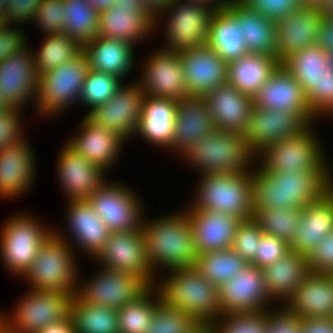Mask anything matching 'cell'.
I'll list each match as a JSON object with an SVG mask.
<instances>
[{"label":"cell","mask_w":333,"mask_h":333,"mask_svg":"<svg viewBox=\"0 0 333 333\" xmlns=\"http://www.w3.org/2000/svg\"><path fill=\"white\" fill-rule=\"evenodd\" d=\"M24 137L0 151V197L15 198L27 193L35 178L34 152ZM27 189V190H26Z\"/></svg>","instance_id":"28"},{"label":"cell","mask_w":333,"mask_h":333,"mask_svg":"<svg viewBox=\"0 0 333 333\" xmlns=\"http://www.w3.org/2000/svg\"><path fill=\"white\" fill-rule=\"evenodd\" d=\"M29 52L26 46L0 62V92L7 108L23 107L35 98L39 76Z\"/></svg>","instance_id":"19"},{"label":"cell","mask_w":333,"mask_h":333,"mask_svg":"<svg viewBox=\"0 0 333 333\" xmlns=\"http://www.w3.org/2000/svg\"><path fill=\"white\" fill-rule=\"evenodd\" d=\"M65 9L63 34L76 39L81 45L98 36L99 11L87 0H62Z\"/></svg>","instance_id":"41"},{"label":"cell","mask_w":333,"mask_h":333,"mask_svg":"<svg viewBox=\"0 0 333 333\" xmlns=\"http://www.w3.org/2000/svg\"><path fill=\"white\" fill-rule=\"evenodd\" d=\"M333 231V187L319 200L303 206L301 221L290 249L308 257L326 234Z\"/></svg>","instance_id":"32"},{"label":"cell","mask_w":333,"mask_h":333,"mask_svg":"<svg viewBox=\"0 0 333 333\" xmlns=\"http://www.w3.org/2000/svg\"><path fill=\"white\" fill-rule=\"evenodd\" d=\"M122 81L116 75L90 69L82 86L79 102L90 107L89 111H91L97 105L104 104L112 98L124 83Z\"/></svg>","instance_id":"46"},{"label":"cell","mask_w":333,"mask_h":333,"mask_svg":"<svg viewBox=\"0 0 333 333\" xmlns=\"http://www.w3.org/2000/svg\"><path fill=\"white\" fill-rule=\"evenodd\" d=\"M168 271V277L155 285L165 304L186 312L198 323H212L222 315L218 286L193 266Z\"/></svg>","instance_id":"3"},{"label":"cell","mask_w":333,"mask_h":333,"mask_svg":"<svg viewBox=\"0 0 333 333\" xmlns=\"http://www.w3.org/2000/svg\"><path fill=\"white\" fill-rule=\"evenodd\" d=\"M270 298L262 268L247 264L245 268L219 287L222 315L267 311Z\"/></svg>","instance_id":"16"},{"label":"cell","mask_w":333,"mask_h":333,"mask_svg":"<svg viewBox=\"0 0 333 333\" xmlns=\"http://www.w3.org/2000/svg\"><path fill=\"white\" fill-rule=\"evenodd\" d=\"M316 44L324 51L333 50V17L323 15L316 36Z\"/></svg>","instance_id":"59"},{"label":"cell","mask_w":333,"mask_h":333,"mask_svg":"<svg viewBox=\"0 0 333 333\" xmlns=\"http://www.w3.org/2000/svg\"><path fill=\"white\" fill-rule=\"evenodd\" d=\"M0 333H16L9 329L2 321H0Z\"/></svg>","instance_id":"71"},{"label":"cell","mask_w":333,"mask_h":333,"mask_svg":"<svg viewBox=\"0 0 333 333\" xmlns=\"http://www.w3.org/2000/svg\"><path fill=\"white\" fill-rule=\"evenodd\" d=\"M7 7H8V0H0V13L5 15Z\"/></svg>","instance_id":"70"},{"label":"cell","mask_w":333,"mask_h":333,"mask_svg":"<svg viewBox=\"0 0 333 333\" xmlns=\"http://www.w3.org/2000/svg\"><path fill=\"white\" fill-rule=\"evenodd\" d=\"M312 127L310 123L298 134L264 147L256 154L257 159L260 157L259 167L271 173L333 171Z\"/></svg>","instance_id":"7"},{"label":"cell","mask_w":333,"mask_h":333,"mask_svg":"<svg viewBox=\"0 0 333 333\" xmlns=\"http://www.w3.org/2000/svg\"><path fill=\"white\" fill-rule=\"evenodd\" d=\"M36 333H76L70 316L66 319L41 328Z\"/></svg>","instance_id":"61"},{"label":"cell","mask_w":333,"mask_h":333,"mask_svg":"<svg viewBox=\"0 0 333 333\" xmlns=\"http://www.w3.org/2000/svg\"><path fill=\"white\" fill-rule=\"evenodd\" d=\"M327 67L333 72V50L326 52Z\"/></svg>","instance_id":"69"},{"label":"cell","mask_w":333,"mask_h":333,"mask_svg":"<svg viewBox=\"0 0 333 333\" xmlns=\"http://www.w3.org/2000/svg\"><path fill=\"white\" fill-rule=\"evenodd\" d=\"M302 8H316L322 10L327 3V0H299Z\"/></svg>","instance_id":"64"},{"label":"cell","mask_w":333,"mask_h":333,"mask_svg":"<svg viewBox=\"0 0 333 333\" xmlns=\"http://www.w3.org/2000/svg\"><path fill=\"white\" fill-rule=\"evenodd\" d=\"M284 303L288 313L302 319H333V274L310 271Z\"/></svg>","instance_id":"23"},{"label":"cell","mask_w":333,"mask_h":333,"mask_svg":"<svg viewBox=\"0 0 333 333\" xmlns=\"http://www.w3.org/2000/svg\"><path fill=\"white\" fill-rule=\"evenodd\" d=\"M178 101L145 95L139 128L136 136H142L150 145L172 149Z\"/></svg>","instance_id":"33"},{"label":"cell","mask_w":333,"mask_h":333,"mask_svg":"<svg viewBox=\"0 0 333 333\" xmlns=\"http://www.w3.org/2000/svg\"><path fill=\"white\" fill-rule=\"evenodd\" d=\"M138 197L122 183L105 182L87 200L110 232H128L141 228L144 211Z\"/></svg>","instance_id":"13"},{"label":"cell","mask_w":333,"mask_h":333,"mask_svg":"<svg viewBox=\"0 0 333 333\" xmlns=\"http://www.w3.org/2000/svg\"><path fill=\"white\" fill-rule=\"evenodd\" d=\"M322 18L319 9L301 8L276 22V58L281 64L295 52L316 43Z\"/></svg>","instance_id":"27"},{"label":"cell","mask_w":333,"mask_h":333,"mask_svg":"<svg viewBox=\"0 0 333 333\" xmlns=\"http://www.w3.org/2000/svg\"><path fill=\"white\" fill-rule=\"evenodd\" d=\"M238 21L248 53L276 57V23L250 10L240 0H229L225 7Z\"/></svg>","instance_id":"35"},{"label":"cell","mask_w":333,"mask_h":333,"mask_svg":"<svg viewBox=\"0 0 333 333\" xmlns=\"http://www.w3.org/2000/svg\"><path fill=\"white\" fill-rule=\"evenodd\" d=\"M263 234L254 218L242 220L236 229L231 249L248 264H253Z\"/></svg>","instance_id":"49"},{"label":"cell","mask_w":333,"mask_h":333,"mask_svg":"<svg viewBox=\"0 0 333 333\" xmlns=\"http://www.w3.org/2000/svg\"><path fill=\"white\" fill-rule=\"evenodd\" d=\"M276 310H268L266 333H301L302 318L291 315L283 306Z\"/></svg>","instance_id":"56"},{"label":"cell","mask_w":333,"mask_h":333,"mask_svg":"<svg viewBox=\"0 0 333 333\" xmlns=\"http://www.w3.org/2000/svg\"><path fill=\"white\" fill-rule=\"evenodd\" d=\"M307 261L310 271L333 274V231L324 236Z\"/></svg>","instance_id":"55"},{"label":"cell","mask_w":333,"mask_h":333,"mask_svg":"<svg viewBox=\"0 0 333 333\" xmlns=\"http://www.w3.org/2000/svg\"><path fill=\"white\" fill-rule=\"evenodd\" d=\"M154 17L141 6H112L99 12L98 36L124 40L131 45L152 36Z\"/></svg>","instance_id":"25"},{"label":"cell","mask_w":333,"mask_h":333,"mask_svg":"<svg viewBox=\"0 0 333 333\" xmlns=\"http://www.w3.org/2000/svg\"><path fill=\"white\" fill-rule=\"evenodd\" d=\"M204 98L217 129L241 133L245 131L254 105L252 97L225 83Z\"/></svg>","instance_id":"31"},{"label":"cell","mask_w":333,"mask_h":333,"mask_svg":"<svg viewBox=\"0 0 333 333\" xmlns=\"http://www.w3.org/2000/svg\"><path fill=\"white\" fill-rule=\"evenodd\" d=\"M306 102L315 119L333 113V72L328 67L317 87L306 96Z\"/></svg>","instance_id":"50"},{"label":"cell","mask_w":333,"mask_h":333,"mask_svg":"<svg viewBox=\"0 0 333 333\" xmlns=\"http://www.w3.org/2000/svg\"><path fill=\"white\" fill-rule=\"evenodd\" d=\"M94 260L102 267L135 273L151 286L156 285L155 280L159 274H154L146 258L145 239L141 228L136 231L111 232Z\"/></svg>","instance_id":"15"},{"label":"cell","mask_w":333,"mask_h":333,"mask_svg":"<svg viewBox=\"0 0 333 333\" xmlns=\"http://www.w3.org/2000/svg\"><path fill=\"white\" fill-rule=\"evenodd\" d=\"M333 171L271 173L253 169L254 209L298 208L319 200L333 187Z\"/></svg>","instance_id":"1"},{"label":"cell","mask_w":333,"mask_h":333,"mask_svg":"<svg viewBox=\"0 0 333 333\" xmlns=\"http://www.w3.org/2000/svg\"><path fill=\"white\" fill-rule=\"evenodd\" d=\"M253 104L259 108L297 112L308 124L315 123L299 82L282 64L258 90Z\"/></svg>","instance_id":"22"},{"label":"cell","mask_w":333,"mask_h":333,"mask_svg":"<svg viewBox=\"0 0 333 333\" xmlns=\"http://www.w3.org/2000/svg\"><path fill=\"white\" fill-rule=\"evenodd\" d=\"M280 64L276 57L248 53L228 64L227 83L253 98Z\"/></svg>","instance_id":"37"},{"label":"cell","mask_w":333,"mask_h":333,"mask_svg":"<svg viewBox=\"0 0 333 333\" xmlns=\"http://www.w3.org/2000/svg\"><path fill=\"white\" fill-rule=\"evenodd\" d=\"M22 107L8 108L0 114V151L24 138L20 110ZM22 127V128H21ZM22 129V130H21Z\"/></svg>","instance_id":"53"},{"label":"cell","mask_w":333,"mask_h":333,"mask_svg":"<svg viewBox=\"0 0 333 333\" xmlns=\"http://www.w3.org/2000/svg\"><path fill=\"white\" fill-rule=\"evenodd\" d=\"M44 0H8L5 19L8 24H20L35 17L36 10Z\"/></svg>","instance_id":"57"},{"label":"cell","mask_w":333,"mask_h":333,"mask_svg":"<svg viewBox=\"0 0 333 333\" xmlns=\"http://www.w3.org/2000/svg\"><path fill=\"white\" fill-rule=\"evenodd\" d=\"M53 230L43 242L36 259L22 279L32 290L65 292L75 296L78 289V268L68 236Z\"/></svg>","instance_id":"5"},{"label":"cell","mask_w":333,"mask_h":333,"mask_svg":"<svg viewBox=\"0 0 333 333\" xmlns=\"http://www.w3.org/2000/svg\"><path fill=\"white\" fill-rule=\"evenodd\" d=\"M89 70L88 58L82 51L72 60L42 74L34 100L37 112L44 117L58 116L56 114L64 112L72 103L79 102Z\"/></svg>","instance_id":"8"},{"label":"cell","mask_w":333,"mask_h":333,"mask_svg":"<svg viewBox=\"0 0 333 333\" xmlns=\"http://www.w3.org/2000/svg\"><path fill=\"white\" fill-rule=\"evenodd\" d=\"M8 109L4 104H3V94L0 92V114Z\"/></svg>","instance_id":"73"},{"label":"cell","mask_w":333,"mask_h":333,"mask_svg":"<svg viewBox=\"0 0 333 333\" xmlns=\"http://www.w3.org/2000/svg\"><path fill=\"white\" fill-rule=\"evenodd\" d=\"M262 271L270 298L284 303L308 276L310 269L306 256L290 250Z\"/></svg>","instance_id":"36"},{"label":"cell","mask_w":333,"mask_h":333,"mask_svg":"<svg viewBox=\"0 0 333 333\" xmlns=\"http://www.w3.org/2000/svg\"><path fill=\"white\" fill-rule=\"evenodd\" d=\"M181 157L201 175L249 172L257 159L243 133L217 128L200 137Z\"/></svg>","instance_id":"4"},{"label":"cell","mask_w":333,"mask_h":333,"mask_svg":"<svg viewBox=\"0 0 333 333\" xmlns=\"http://www.w3.org/2000/svg\"><path fill=\"white\" fill-rule=\"evenodd\" d=\"M207 45L227 64L248 54L239 21L226 8L213 14Z\"/></svg>","instance_id":"38"},{"label":"cell","mask_w":333,"mask_h":333,"mask_svg":"<svg viewBox=\"0 0 333 333\" xmlns=\"http://www.w3.org/2000/svg\"><path fill=\"white\" fill-rule=\"evenodd\" d=\"M248 263L232 249L198 254L194 268L220 287L242 271Z\"/></svg>","instance_id":"43"},{"label":"cell","mask_w":333,"mask_h":333,"mask_svg":"<svg viewBox=\"0 0 333 333\" xmlns=\"http://www.w3.org/2000/svg\"><path fill=\"white\" fill-rule=\"evenodd\" d=\"M160 301V293L152 286L137 301L117 310L119 333H146Z\"/></svg>","instance_id":"44"},{"label":"cell","mask_w":333,"mask_h":333,"mask_svg":"<svg viewBox=\"0 0 333 333\" xmlns=\"http://www.w3.org/2000/svg\"><path fill=\"white\" fill-rule=\"evenodd\" d=\"M127 41L96 36L83 46L90 69L116 75L124 80L134 69V50Z\"/></svg>","instance_id":"34"},{"label":"cell","mask_w":333,"mask_h":333,"mask_svg":"<svg viewBox=\"0 0 333 333\" xmlns=\"http://www.w3.org/2000/svg\"><path fill=\"white\" fill-rule=\"evenodd\" d=\"M24 34L17 24H7L0 30V62L27 46V35Z\"/></svg>","instance_id":"58"},{"label":"cell","mask_w":333,"mask_h":333,"mask_svg":"<svg viewBox=\"0 0 333 333\" xmlns=\"http://www.w3.org/2000/svg\"><path fill=\"white\" fill-rule=\"evenodd\" d=\"M253 218L265 235L275 236L291 245L301 221V210L271 208L255 211Z\"/></svg>","instance_id":"45"},{"label":"cell","mask_w":333,"mask_h":333,"mask_svg":"<svg viewBox=\"0 0 333 333\" xmlns=\"http://www.w3.org/2000/svg\"><path fill=\"white\" fill-rule=\"evenodd\" d=\"M79 127L78 134L72 135L66 143L79 155L107 171L118 160L125 139L110 129L94 124L87 116Z\"/></svg>","instance_id":"26"},{"label":"cell","mask_w":333,"mask_h":333,"mask_svg":"<svg viewBox=\"0 0 333 333\" xmlns=\"http://www.w3.org/2000/svg\"><path fill=\"white\" fill-rule=\"evenodd\" d=\"M8 23L6 22L5 15L0 13V30L4 28Z\"/></svg>","instance_id":"72"},{"label":"cell","mask_w":333,"mask_h":333,"mask_svg":"<svg viewBox=\"0 0 333 333\" xmlns=\"http://www.w3.org/2000/svg\"><path fill=\"white\" fill-rule=\"evenodd\" d=\"M323 15L332 16L333 17V0H327L326 5L321 10Z\"/></svg>","instance_id":"68"},{"label":"cell","mask_w":333,"mask_h":333,"mask_svg":"<svg viewBox=\"0 0 333 333\" xmlns=\"http://www.w3.org/2000/svg\"><path fill=\"white\" fill-rule=\"evenodd\" d=\"M145 61L138 80L145 95L176 101L188 96L179 52L161 48Z\"/></svg>","instance_id":"17"},{"label":"cell","mask_w":333,"mask_h":333,"mask_svg":"<svg viewBox=\"0 0 333 333\" xmlns=\"http://www.w3.org/2000/svg\"><path fill=\"white\" fill-rule=\"evenodd\" d=\"M26 213L17 214L4 222L0 231L2 263L13 275L23 276L31 267L43 242L54 229ZM15 273V274H14Z\"/></svg>","instance_id":"9"},{"label":"cell","mask_w":333,"mask_h":333,"mask_svg":"<svg viewBox=\"0 0 333 333\" xmlns=\"http://www.w3.org/2000/svg\"><path fill=\"white\" fill-rule=\"evenodd\" d=\"M65 9L62 0H44L36 10L32 22H36L45 35L62 33L65 23Z\"/></svg>","instance_id":"51"},{"label":"cell","mask_w":333,"mask_h":333,"mask_svg":"<svg viewBox=\"0 0 333 333\" xmlns=\"http://www.w3.org/2000/svg\"><path fill=\"white\" fill-rule=\"evenodd\" d=\"M301 333H333V319H302Z\"/></svg>","instance_id":"60"},{"label":"cell","mask_w":333,"mask_h":333,"mask_svg":"<svg viewBox=\"0 0 333 333\" xmlns=\"http://www.w3.org/2000/svg\"><path fill=\"white\" fill-rule=\"evenodd\" d=\"M282 65L297 79L306 97L326 73V52L315 43L295 52Z\"/></svg>","instance_id":"40"},{"label":"cell","mask_w":333,"mask_h":333,"mask_svg":"<svg viewBox=\"0 0 333 333\" xmlns=\"http://www.w3.org/2000/svg\"><path fill=\"white\" fill-rule=\"evenodd\" d=\"M145 97L139 82L122 84L106 103L97 105L87 116L94 124L118 133L126 141L139 128Z\"/></svg>","instance_id":"14"},{"label":"cell","mask_w":333,"mask_h":333,"mask_svg":"<svg viewBox=\"0 0 333 333\" xmlns=\"http://www.w3.org/2000/svg\"><path fill=\"white\" fill-rule=\"evenodd\" d=\"M216 9L205 3L192 0H173L154 17V27L160 22L161 14L170 13L166 24V50L181 52L189 48L207 45L211 18ZM159 19V20H158Z\"/></svg>","instance_id":"10"},{"label":"cell","mask_w":333,"mask_h":333,"mask_svg":"<svg viewBox=\"0 0 333 333\" xmlns=\"http://www.w3.org/2000/svg\"><path fill=\"white\" fill-rule=\"evenodd\" d=\"M100 270L88 279L90 281L78 284L76 295L83 302L119 310L125 304L137 301L152 287L135 273L105 267Z\"/></svg>","instance_id":"11"},{"label":"cell","mask_w":333,"mask_h":333,"mask_svg":"<svg viewBox=\"0 0 333 333\" xmlns=\"http://www.w3.org/2000/svg\"><path fill=\"white\" fill-rule=\"evenodd\" d=\"M198 254L231 249L239 217L211 210L188 208Z\"/></svg>","instance_id":"24"},{"label":"cell","mask_w":333,"mask_h":333,"mask_svg":"<svg viewBox=\"0 0 333 333\" xmlns=\"http://www.w3.org/2000/svg\"><path fill=\"white\" fill-rule=\"evenodd\" d=\"M250 10L277 22L302 8L299 0H240Z\"/></svg>","instance_id":"52"},{"label":"cell","mask_w":333,"mask_h":333,"mask_svg":"<svg viewBox=\"0 0 333 333\" xmlns=\"http://www.w3.org/2000/svg\"><path fill=\"white\" fill-rule=\"evenodd\" d=\"M207 101L200 96H187L178 101L172 139V150L182 155L200 137L215 130Z\"/></svg>","instance_id":"29"},{"label":"cell","mask_w":333,"mask_h":333,"mask_svg":"<svg viewBox=\"0 0 333 333\" xmlns=\"http://www.w3.org/2000/svg\"><path fill=\"white\" fill-rule=\"evenodd\" d=\"M56 169L60 184L70 200L88 199L105 182V170L79 155L67 143L58 155ZM105 178V180H104Z\"/></svg>","instance_id":"21"},{"label":"cell","mask_w":333,"mask_h":333,"mask_svg":"<svg viewBox=\"0 0 333 333\" xmlns=\"http://www.w3.org/2000/svg\"><path fill=\"white\" fill-rule=\"evenodd\" d=\"M147 7V11L155 17L157 14L162 13L173 0H141Z\"/></svg>","instance_id":"62"},{"label":"cell","mask_w":333,"mask_h":333,"mask_svg":"<svg viewBox=\"0 0 333 333\" xmlns=\"http://www.w3.org/2000/svg\"><path fill=\"white\" fill-rule=\"evenodd\" d=\"M188 96L204 97L227 83L228 64L208 45L179 52Z\"/></svg>","instance_id":"18"},{"label":"cell","mask_w":333,"mask_h":333,"mask_svg":"<svg viewBox=\"0 0 333 333\" xmlns=\"http://www.w3.org/2000/svg\"><path fill=\"white\" fill-rule=\"evenodd\" d=\"M192 1L205 3L208 6L215 8L216 10L224 9L229 3V0H192Z\"/></svg>","instance_id":"66"},{"label":"cell","mask_w":333,"mask_h":333,"mask_svg":"<svg viewBox=\"0 0 333 333\" xmlns=\"http://www.w3.org/2000/svg\"><path fill=\"white\" fill-rule=\"evenodd\" d=\"M69 316L76 333H119L117 310L91 305L77 295L70 301Z\"/></svg>","instance_id":"39"},{"label":"cell","mask_w":333,"mask_h":333,"mask_svg":"<svg viewBox=\"0 0 333 333\" xmlns=\"http://www.w3.org/2000/svg\"><path fill=\"white\" fill-rule=\"evenodd\" d=\"M290 250V245L283 240L263 234L252 265L265 268L281 259Z\"/></svg>","instance_id":"54"},{"label":"cell","mask_w":333,"mask_h":333,"mask_svg":"<svg viewBox=\"0 0 333 333\" xmlns=\"http://www.w3.org/2000/svg\"><path fill=\"white\" fill-rule=\"evenodd\" d=\"M308 123L297 112L259 108L253 105L243 132L250 148L257 154L264 147L298 134Z\"/></svg>","instance_id":"20"},{"label":"cell","mask_w":333,"mask_h":333,"mask_svg":"<svg viewBox=\"0 0 333 333\" xmlns=\"http://www.w3.org/2000/svg\"><path fill=\"white\" fill-rule=\"evenodd\" d=\"M115 6H141L144 10H147V7L141 0H116L114 3Z\"/></svg>","instance_id":"67"},{"label":"cell","mask_w":333,"mask_h":333,"mask_svg":"<svg viewBox=\"0 0 333 333\" xmlns=\"http://www.w3.org/2000/svg\"><path fill=\"white\" fill-rule=\"evenodd\" d=\"M190 208L230 214L242 220L254 217L252 171L202 175Z\"/></svg>","instance_id":"6"},{"label":"cell","mask_w":333,"mask_h":333,"mask_svg":"<svg viewBox=\"0 0 333 333\" xmlns=\"http://www.w3.org/2000/svg\"><path fill=\"white\" fill-rule=\"evenodd\" d=\"M44 38L37 49L39 51L33 52L39 77L72 60L83 51V45L67 34L46 35Z\"/></svg>","instance_id":"42"},{"label":"cell","mask_w":333,"mask_h":333,"mask_svg":"<svg viewBox=\"0 0 333 333\" xmlns=\"http://www.w3.org/2000/svg\"><path fill=\"white\" fill-rule=\"evenodd\" d=\"M9 317L1 313V321L16 333H36L41 328L69 316L73 296L65 292L29 290ZM5 317H4V316Z\"/></svg>","instance_id":"12"},{"label":"cell","mask_w":333,"mask_h":333,"mask_svg":"<svg viewBox=\"0 0 333 333\" xmlns=\"http://www.w3.org/2000/svg\"><path fill=\"white\" fill-rule=\"evenodd\" d=\"M268 310L221 315L213 321L216 333H266Z\"/></svg>","instance_id":"48"},{"label":"cell","mask_w":333,"mask_h":333,"mask_svg":"<svg viewBox=\"0 0 333 333\" xmlns=\"http://www.w3.org/2000/svg\"><path fill=\"white\" fill-rule=\"evenodd\" d=\"M66 219L71 241H75L76 246L86 255L95 258L103 249L109 238L110 231L105 222L92 209L87 199L68 201ZM69 221V222H68ZM75 239V240H74Z\"/></svg>","instance_id":"30"},{"label":"cell","mask_w":333,"mask_h":333,"mask_svg":"<svg viewBox=\"0 0 333 333\" xmlns=\"http://www.w3.org/2000/svg\"><path fill=\"white\" fill-rule=\"evenodd\" d=\"M189 333H216L213 323H198Z\"/></svg>","instance_id":"65"},{"label":"cell","mask_w":333,"mask_h":333,"mask_svg":"<svg viewBox=\"0 0 333 333\" xmlns=\"http://www.w3.org/2000/svg\"><path fill=\"white\" fill-rule=\"evenodd\" d=\"M144 218L141 230L145 239L146 258L154 274L161 266L166 270L194 266L198 253L186 211H176L175 214L173 212L150 221Z\"/></svg>","instance_id":"2"},{"label":"cell","mask_w":333,"mask_h":333,"mask_svg":"<svg viewBox=\"0 0 333 333\" xmlns=\"http://www.w3.org/2000/svg\"><path fill=\"white\" fill-rule=\"evenodd\" d=\"M91 6L96 8L99 12L114 6L116 0H87Z\"/></svg>","instance_id":"63"},{"label":"cell","mask_w":333,"mask_h":333,"mask_svg":"<svg viewBox=\"0 0 333 333\" xmlns=\"http://www.w3.org/2000/svg\"><path fill=\"white\" fill-rule=\"evenodd\" d=\"M197 325L192 316L161 300L146 333H189Z\"/></svg>","instance_id":"47"}]
</instances>
